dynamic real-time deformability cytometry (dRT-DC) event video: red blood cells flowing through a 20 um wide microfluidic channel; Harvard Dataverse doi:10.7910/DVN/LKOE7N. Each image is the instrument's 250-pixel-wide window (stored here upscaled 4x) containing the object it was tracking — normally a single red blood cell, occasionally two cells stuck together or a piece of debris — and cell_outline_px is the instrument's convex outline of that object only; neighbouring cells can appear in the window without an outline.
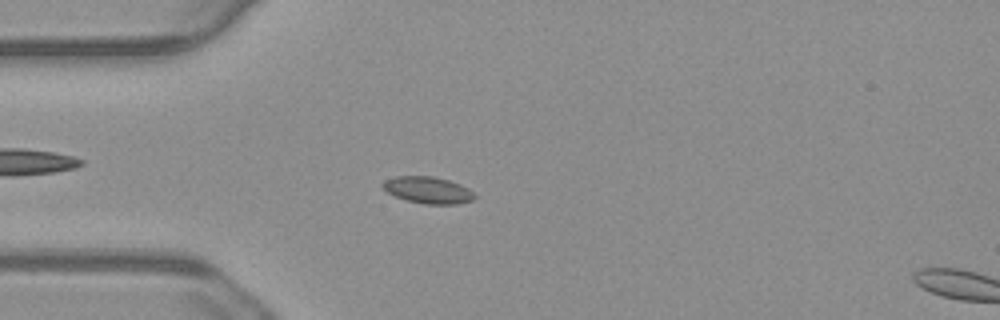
{"species": "common noctule bat (a hibernating species)", "species_latin": "Nyctalus noctula", "temperature_condition": "warm", "stored_images_in_passage": 55, "camera_frame_rate_fps": 3000, "um_per_image_px": 0.085, "animal": {"sex": "male", "body_mass_g": 23.1, "forearm_length_mm": 52.7}, "frame": {"image": 1, "passage_image": 15, "time_ms": 4.667, "image_size_px": [1000, 320], "cell_outline_px": [[476, 196], [472, 200], [456, 204], [424, 204], [408, 200], [396, 196], [388, 192], [380, 184], [384, 180], [396, 176], [432, 176], [448, 180], [460, 184], [468, 188]], "centroid_in_image_um": [36.37, 16.15], "position_along_channel_um": 48.6, "area_um2": 14.16}}
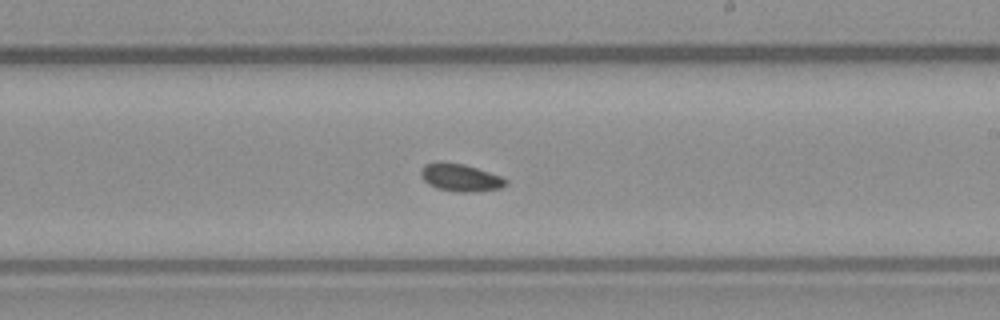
{"frame": {"image": 2, "passage_image": 32, "time_ms": 10.333, "image_size_px": [1000, 320], "cell_outline_px": [[508, 184], [500, 188], [468, 192], [460, 192], [440, 188], [428, 184], [420, 176], [420, 168], [424, 164], [464, 164], [500, 176], [508, 180]], "centroid_in_image_um": [39.15, 15.11], "position_along_channel_um": 249.8, "area_um2": 13.06}}
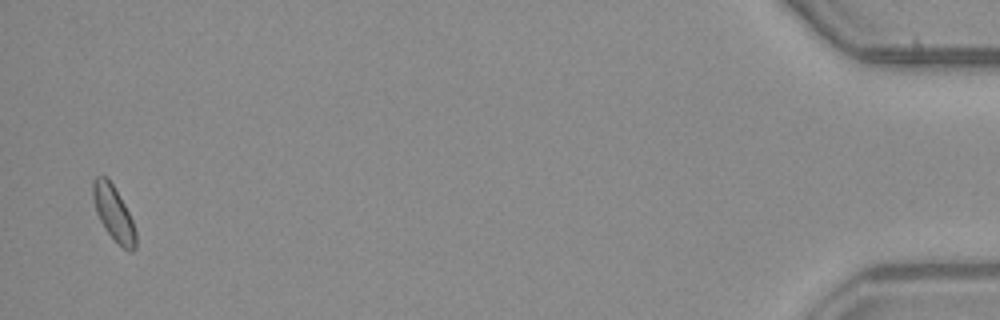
{"frame": {"image": 3, "passage_image": 54, "time_ms": 17.667, "image_size_px": [1000, 320], "cell_outline_px": [[136, 248], [132, 252], [128, 252], [104, 228], [96, 212], [92, 196], [92, 180], [96, 176], [108, 176], [124, 204], [132, 220], [136, 232]], "centroid_in_image_um": [9.64, 18.09], "position_along_channel_um": 425.6, "area_um2": 13.58}}